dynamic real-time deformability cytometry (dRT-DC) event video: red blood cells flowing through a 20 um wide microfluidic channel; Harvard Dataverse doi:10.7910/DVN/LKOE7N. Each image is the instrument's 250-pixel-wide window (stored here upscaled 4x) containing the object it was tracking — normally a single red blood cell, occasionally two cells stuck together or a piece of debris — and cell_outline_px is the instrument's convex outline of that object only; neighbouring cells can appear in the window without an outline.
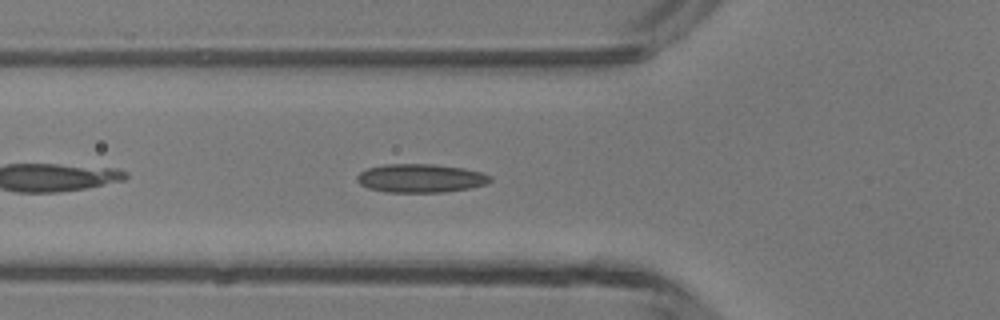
{"species": "common noctule bat (a hibernating species)", "species_latin": "Nyctalus noctula", "temperature_condition": "room temperature", "stored_images_in_passage": 34, "camera_frame_rate_fps": 3000, "um_per_image_px": 0.085, "animal": {"sex": "male", "body_mass_g": 13.3}, "frame": {"image": 1, "passage_image": 5, "time_ms": 1.333, "image_size_px": [1000, 320], "cell_outline_px": [[492, 180], [488, 184], [468, 188], [444, 192], [388, 192], [368, 188], [360, 184], [356, 180], [356, 176], [360, 172], [368, 168], [384, 164], [432, 164], [464, 168], [484, 172], [492, 176]], "centroid_in_image_um": [35.78, 15.14], "position_along_channel_um": 90.0, "area_um2": 22.31}}
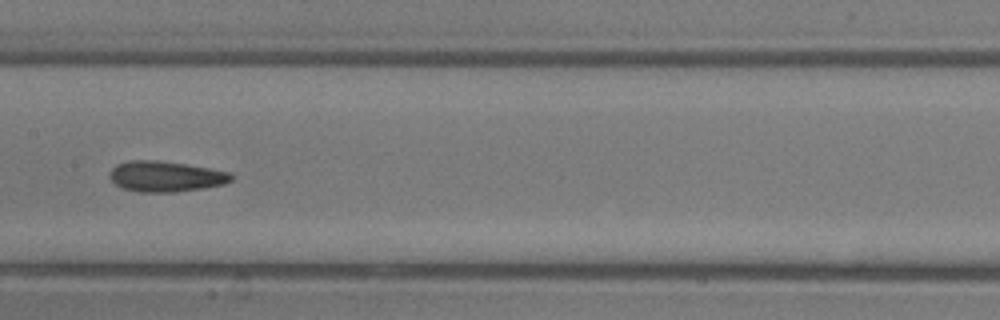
{"frame": {"image": 2, "passage_image": 12, "time_ms": 3.667, "image_size_px": [1000, 320], "cell_outline_px": [[232, 180], [224, 184], [204, 188], [176, 192], [140, 192], [124, 188], [116, 184], [108, 176], [112, 168], [116, 164], [128, 160], [156, 160], [184, 164], [208, 168], [228, 172], [232, 176]], "centroid_in_image_um": [14.05, 14.99], "position_along_channel_um": 193.3, "area_um2": 21.56}}
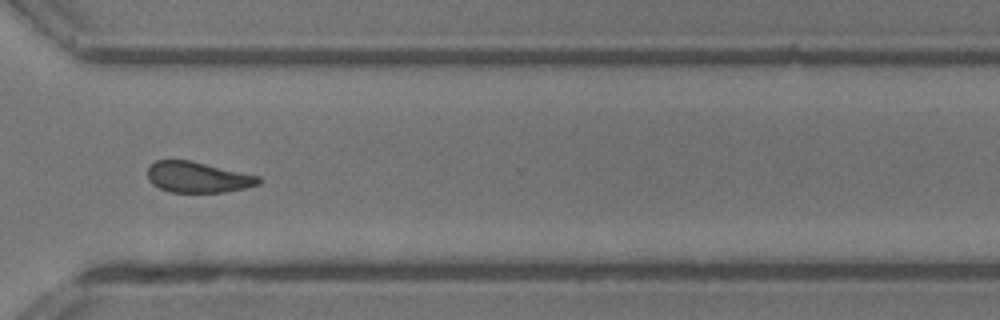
{"frame": {"image": 3, "passage_image": 23, "time_ms": 7.333, "image_size_px": [1000, 320], "cell_outline_px": [[264, 180], [260, 184], [244, 188], [224, 192], [168, 192], [152, 184], [148, 180], [148, 168], [156, 160], [188, 160], [260, 176]], "centroid_in_image_um": [16.82, 15.07], "position_along_channel_um": 353.8, "area_um2": 19.88}, "authors_computed_cell_mechanics": {"area_um2": 21.5305, "velocity_mm_per_s": 4.394, "shape_relaxation_time_tau1_ms": 3.6838, "shape_relaxation_time_tau2_ms": 2.7319, "deformation_change_tau1": 0.0863, "deformation_change_tau2": 0.0957}}